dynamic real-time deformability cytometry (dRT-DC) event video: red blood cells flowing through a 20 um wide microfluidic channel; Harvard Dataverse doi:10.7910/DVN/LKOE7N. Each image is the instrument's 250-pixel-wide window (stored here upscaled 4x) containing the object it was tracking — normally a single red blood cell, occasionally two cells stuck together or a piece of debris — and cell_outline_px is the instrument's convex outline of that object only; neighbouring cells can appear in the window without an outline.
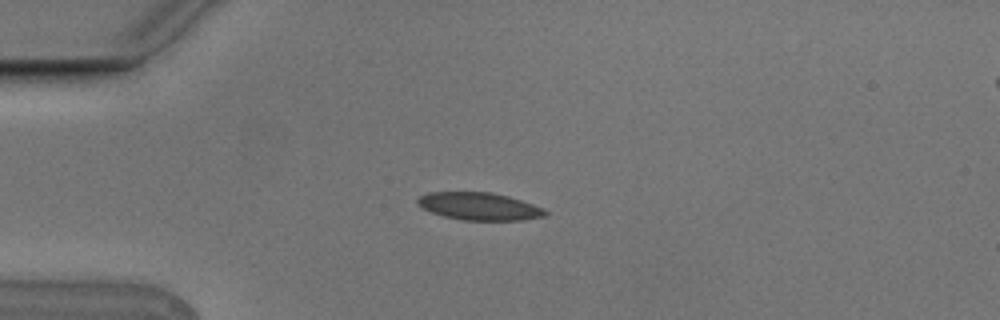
{"species": "Egyptian fruit bat (a non-hibernating species)", "species_latin": "Rousettus aegyptiacus", "temperature_condition": "cold", "stored_images_in_passage": 10, "camera_frame_rate_fps": 3000, "um_per_image_px": 0.085, "animal": {"sex": "male"}, "frame": {"image": 1, "passage_image": 4, "time_ms": 1.0, "image_size_px": [1000, 320], "cell_outline_px": [[548, 212], [544, 216], [520, 220], [460, 220], [444, 216], [420, 208], [416, 204], [416, 200], [420, 196], [428, 192], [492, 192], [508, 196], [544, 208]], "centroid_in_image_um": [40.69, 17.53], "position_along_channel_um": 44.3, "area_um2": 20.52}}
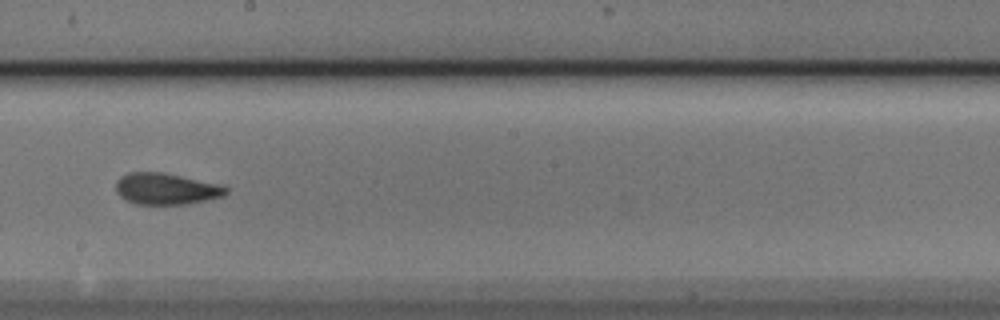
{"frame": {"image": 2, "passage_image": 9, "time_ms": 2.667, "image_size_px": [1000, 320], "cell_outline_px": [[228, 192], [224, 196], [188, 204], [136, 204], [120, 196], [116, 192], [116, 180], [120, 176], [128, 172], [164, 172], [220, 184], [228, 188]], "centroid_in_image_um": [14.12, 16.04], "position_along_channel_um": 234.1, "area_um2": 20.29}}
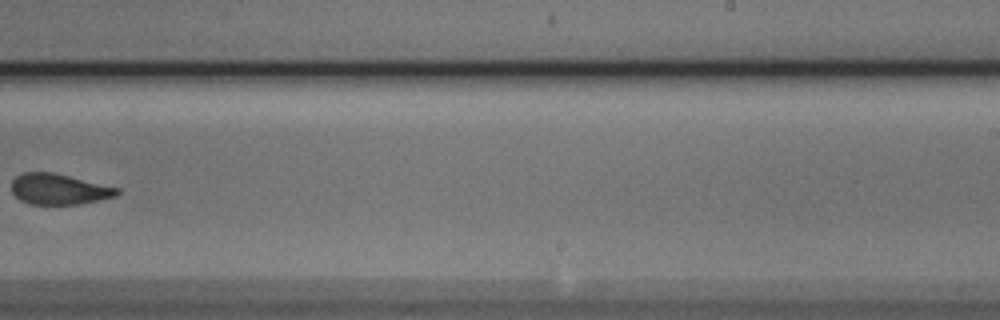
{"frame": {"image": 3, "passage_image": 10, "time_ms": 3.0, "image_size_px": [1000, 320], "cell_outline_px": [[120, 192], [116, 196], [100, 200], [80, 204], [28, 204], [20, 200], [12, 192], [12, 180], [16, 176], [24, 172], [52, 172], [120, 188]], "centroid_in_image_um": [5.01, 16.08], "position_along_channel_um": 284.0, "area_um2": 18.9}}